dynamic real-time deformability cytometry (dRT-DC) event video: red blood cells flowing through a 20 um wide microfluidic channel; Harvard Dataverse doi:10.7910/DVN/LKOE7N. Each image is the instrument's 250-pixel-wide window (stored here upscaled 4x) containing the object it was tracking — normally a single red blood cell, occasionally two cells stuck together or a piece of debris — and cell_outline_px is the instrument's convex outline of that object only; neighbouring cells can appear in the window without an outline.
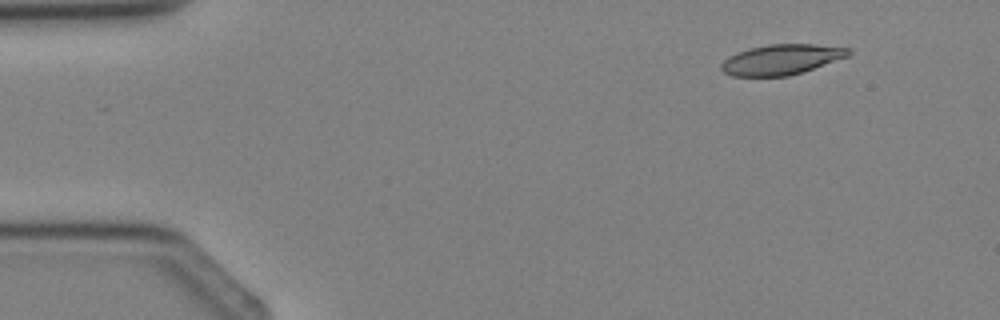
{"species": "Egyptian fruit bat (a non-hibernating species)", "species_latin": "Rousettus aegyptiacus", "temperature_condition": "cold", "stored_images_in_passage": 4, "camera_frame_rate_fps": 3000, "um_per_image_px": 0.085, "animal": {"sex": "female"}, "frame": {"image": 1, "passage_image": 2, "time_ms": 1.0, "image_size_px": [1000, 320], "cell_outline_px": [[852, 52], [848, 56], [804, 72], [788, 76], [732, 76], [724, 72], [720, 68], [720, 64], [728, 56], [752, 48], [768, 44], [816, 44], [852, 48]], "centroid_in_image_um": [66.45, 5.06], "position_along_channel_um": 18.5, "area_um2": 22.48}}
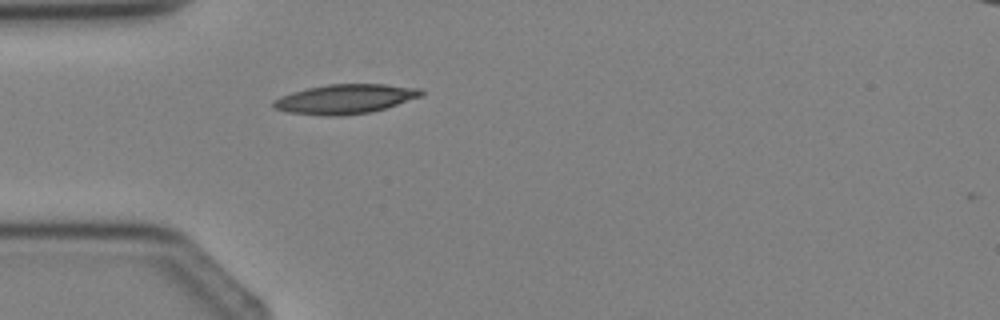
{"frame": {"image": 2, "passage_image": 4, "time_ms": 3.333, "image_size_px": [1000, 320], "cell_outline_px": [[424, 96], [372, 112], [340, 116], [328, 116], [288, 112], [276, 108], [272, 104], [272, 100], [280, 96], [292, 92], [308, 88], [328, 84], [384, 84], [420, 88], [424, 92]], "centroid_in_image_um": [29.37, 8.41], "position_along_channel_um": 55.6, "area_um2": 25.43}}